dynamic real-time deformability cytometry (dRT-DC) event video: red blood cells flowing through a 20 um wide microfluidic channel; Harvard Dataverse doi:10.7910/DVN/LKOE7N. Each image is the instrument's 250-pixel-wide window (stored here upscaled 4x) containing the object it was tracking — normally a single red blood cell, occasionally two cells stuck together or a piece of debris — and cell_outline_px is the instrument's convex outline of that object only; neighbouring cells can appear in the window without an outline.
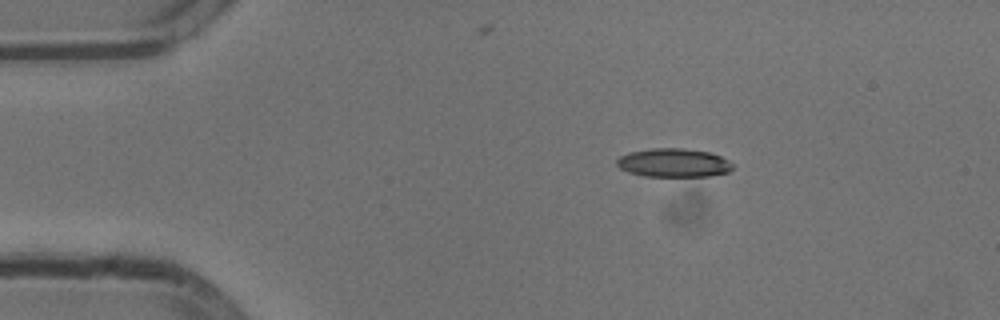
{"species": "common noctule bat (a hibernating species)", "species_latin": "Nyctalus noctula", "temperature_condition": "cold", "stored_images_in_passage": 46, "camera_frame_rate_fps": 3000, "um_per_image_px": 0.085, "animal": {"sex": "male", "body_mass_g": 13.3}, "frame": {"image": 1, "passage_image": 1, "time_ms": 0.0, "image_size_px": [1000, 320], "cell_outline_px": [[732, 168], [728, 172], [712, 176], [644, 176], [628, 172], [620, 168], [616, 164], [616, 160], [620, 156], [628, 152], [652, 148], [684, 148], [708, 152], [720, 156], [728, 160], [732, 164]], "centroid_in_image_um": [57.23, 13.83], "position_along_channel_um": 27.8, "area_um2": 19.36}}
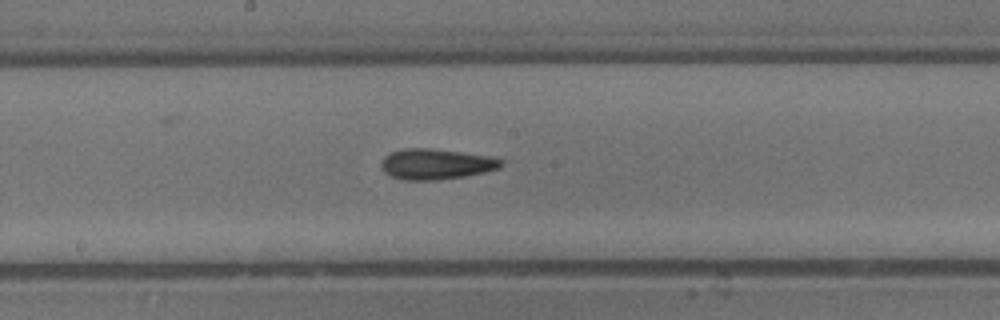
{"frame": {"image": 2, "passage_image": 20, "time_ms": 6.333, "image_size_px": [1000, 320], "cell_outline_px": [[504, 164], [500, 168], [484, 172], [464, 176], [440, 180], [404, 180], [392, 176], [384, 172], [380, 164], [384, 156], [388, 152], [404, 148], [432, 148], [496, 156], [504, 160]], "centroid_in_image_um": [37.1, 13.93], "position_along_channel_um": 211.1, "area_um2": 21.85}}
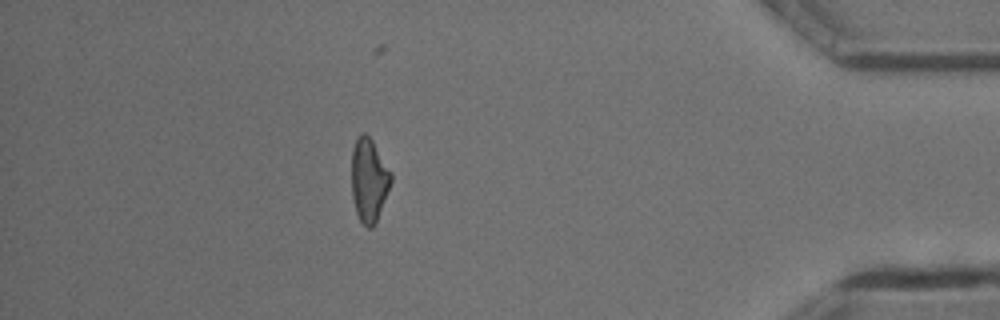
{"frame": {"image": 3, "passage_image": 39, "time_ms": 12.667, "image_size_px": [1000, 320], "cell_outline_px": [[392, 180], [376, 224], [372, 228], [368, 228], [360, 220], [356, 212], [352, 196], [352, 148], [360, 132], [364, 132], [372, 140], [392, 172]], "centroid_in_image_um": [31.37, 15.3], "position_along_channel_um": 403.8, "area_um2": 19.25}, "authors_computed_cell_mechanics": {"area_um2": 19.9121, "velocity_mm_per_s": 3.8147, "shape_relaxation_time_tau1_ms": 4.2827, "shape_relaxation_time_tau2_ms": 6.2616, "deformation_change_tau1": 0.1471, "deformation_change_tau2": 0.1801}}